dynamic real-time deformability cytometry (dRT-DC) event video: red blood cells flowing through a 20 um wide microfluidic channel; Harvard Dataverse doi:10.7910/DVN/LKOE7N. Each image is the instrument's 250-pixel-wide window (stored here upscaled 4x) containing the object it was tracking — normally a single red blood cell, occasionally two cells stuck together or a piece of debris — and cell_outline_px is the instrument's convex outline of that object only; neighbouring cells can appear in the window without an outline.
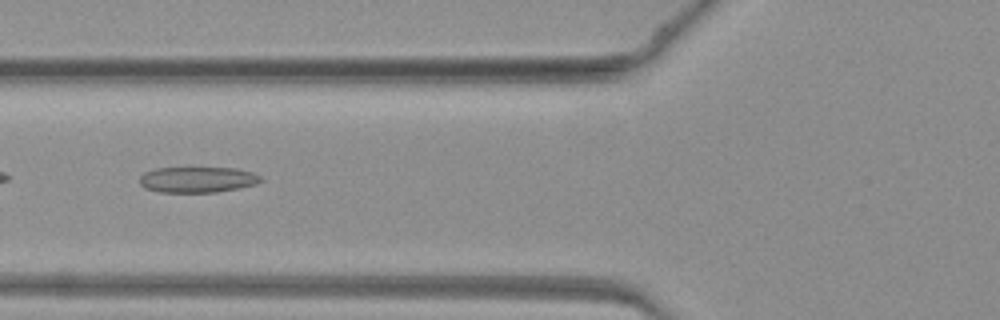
{"species": "common noctule bat (a hibernating species)", "species_latin": "Nyctalus noctula", "temperature_condition": "warm", "stored_images_in_passage": 46, "camera_frame_rate_fps": 3000, "um_per_image_px": 0.085, "animal": {"sex": "female", "body_mass_g": 19.3, "forearm_length_mm": 54.1}, "frame": {"image": 1, "passage_image": 18, "time_ms": 5.667, "image_size_px": [1000, 320], "cell_outline_px": [[264, 180], [256, 184], [240, 188], [216, 192], [160, 192], [144, 188], [140, 184], [140, 176], [144, 172], [156, 168], [188, 164], [236, 168], [252, 172], [260, 176]], "centroid_in_image_um": [16.77, 15.2], "position_along_channel_um": 109.0, "area_um2": 19.42}}
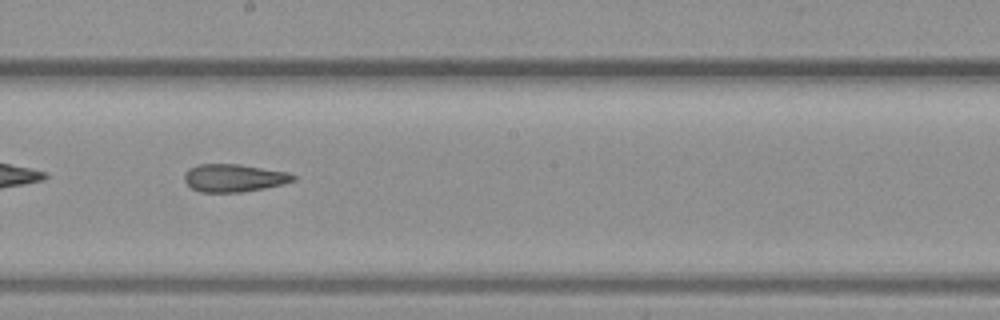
{"frame": {"image": 2, "passage_image": 26, "time_ms": 8.333, "image_size_px": [1000, 320], "cell_outline_px": [[296, 180], [284, 184], [264, 188], [240, 192], [200, 192], [192, 188], [184, 180], [184, 172], [188, 168], [196, 164], [240, 164], [288, 172], [296, 176]], "centroid_in_image_um": [19.88, 15.11], "position_along_channel_um": 228.3, "area_um2": 17.74}}
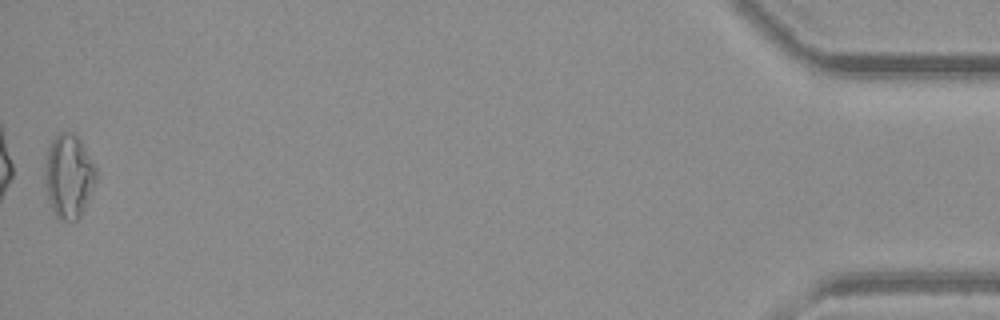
{"frame": {"image": 3, "passage_image": 46, "time_ms": 15.0, "image_size_px": [1000, 320], "cell_outline_px": [[96, 180], [84, 208], [80, 216], [76, 220], [60, 220], [56, 216], [48, 200], [44, 180], [44, 168], [48, 148], [52, 140], [60, 132], [72, 132], [80, 140], [96, 168]], "centroid_in_image_um": [5.82, 14.97], "position_along_channel_um": 429.4, "area_um2": 24.8}}